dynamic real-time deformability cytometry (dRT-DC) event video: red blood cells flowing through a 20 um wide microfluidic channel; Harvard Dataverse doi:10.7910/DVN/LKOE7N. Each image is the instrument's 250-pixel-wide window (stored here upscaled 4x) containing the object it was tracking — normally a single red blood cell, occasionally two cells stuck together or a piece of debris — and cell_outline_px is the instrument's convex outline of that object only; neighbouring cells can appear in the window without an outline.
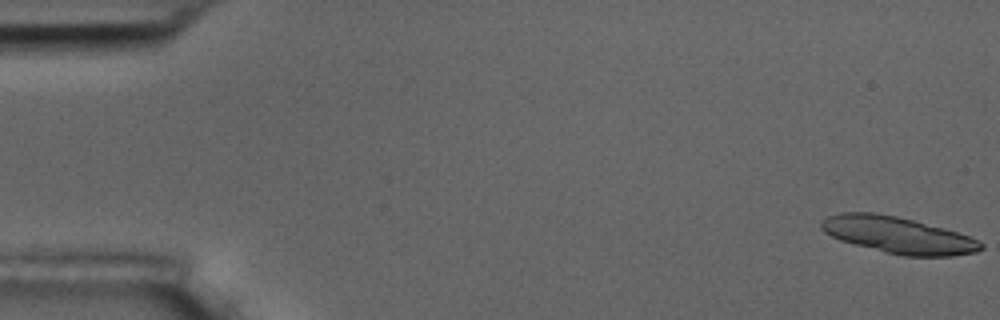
{"species": "common noctule bat (a hibernating species)", "species_latin": "Nyctalus noctula", "temperature_condition": "room temperature", "stored_images_in_passage": 6, "camera_frame_rate_fps": 3000, "um_per_image_px": 0.085, "animal": {"sex": "male", "body_mass_g": 17.5, "forearm_length_mm": 52.3}, "frame": {"image": 1, "passage_image": 1, "time_ms": 0.0, "image_size_px": [1000, 320], "cell_outline_px": [[984, 248], [976, 252], [952, 256], [904, 256], [884, 252], [840, 240], [824, 232], [820, 228], [820, 220], [828, 216], [840, 212], [876, 212], [896, 216], [944, 228], [968, 236], [984, 244]], "centroid_in_image_um": [76.3, 19.97], "position_along_channel_um": 8.7, "area_um2": 33.93}}